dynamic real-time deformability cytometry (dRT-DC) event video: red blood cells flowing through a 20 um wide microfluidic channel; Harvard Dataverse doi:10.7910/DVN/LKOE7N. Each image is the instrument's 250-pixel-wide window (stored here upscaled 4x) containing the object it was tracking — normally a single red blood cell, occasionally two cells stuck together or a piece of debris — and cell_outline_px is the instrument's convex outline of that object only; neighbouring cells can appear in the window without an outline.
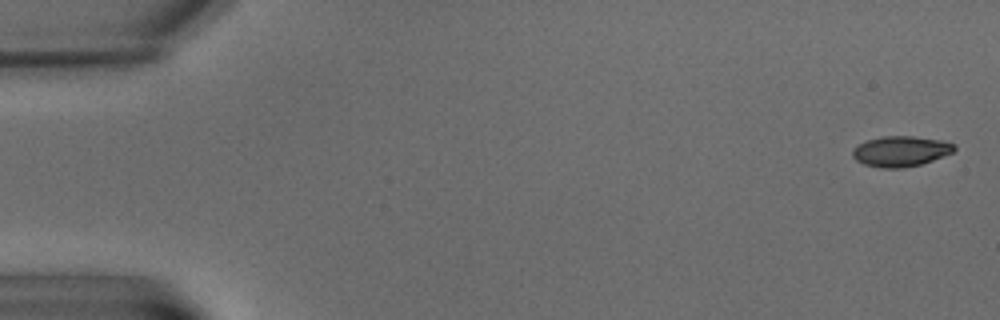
{"species": "common noctule bat (a hibernating species)", "species_latin": "Nyctalus noctula", "temperature_condition": "warm", "stored_images_in_passage": 7, "camera_frame_rate_fps": 3000, "um_per_image_px": 0.085, "animal": {"sex": "male", "body_mass_g": 15.6}, "frame": {"image": 1, "passage_image": 1, "time_ms": 0.0, "image_size_px": [1000, 320], "cell_outline_px": [[956, 148], [952, 152], [932, 160], [920, 164], [904, 168], [880, 168], [864, 164], [856, 160], [852, 156], [852, 148], [868, 140], [884, 136], [912, 136], [940, 140], [956, 144]], "centroid_in_image_um": [76.54, 12.86], "position_along_channel_um": 8.5, "area_um2": 17.92}}